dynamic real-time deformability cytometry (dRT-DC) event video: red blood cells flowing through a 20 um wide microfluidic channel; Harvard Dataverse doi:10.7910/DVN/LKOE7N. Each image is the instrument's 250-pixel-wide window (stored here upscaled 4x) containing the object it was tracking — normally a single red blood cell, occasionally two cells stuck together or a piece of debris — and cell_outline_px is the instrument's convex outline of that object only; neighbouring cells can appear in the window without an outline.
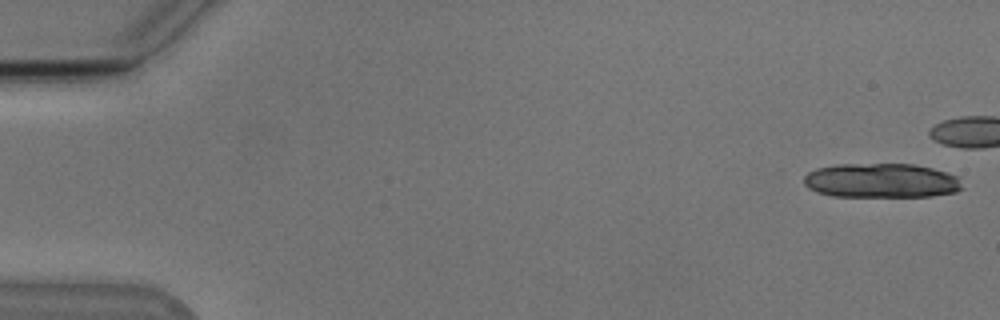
{"species": "Egyptian fruit bat (a non-hibernating species)", "species_latin": "Rousettus aegyptiacus", "temperature_condition": "cold", "stored_images_in_passage": 19, "camera_frame_rate_fps": 3000, "um_per_image_px": 0.085, "animal": {"sex": "male"}, "frame": {"image": 1, "passage_image": 1, "time_ms": 0.0, "image_size_px": [1000, 320], "cell_outline_px": [[964, 188], [956, 192], [932, 196], [832, 196], [816, 192], [808, 188], [804, 184], [804, 176], [808, 172], [816, 168], [836, 164], [912, 164], [932, 168], [948, 172], [960, 176]], "centroid_in_image_um": [74.94, 15.35], "position_along_channel_um": 10.1, "area_um2": 32.14}}